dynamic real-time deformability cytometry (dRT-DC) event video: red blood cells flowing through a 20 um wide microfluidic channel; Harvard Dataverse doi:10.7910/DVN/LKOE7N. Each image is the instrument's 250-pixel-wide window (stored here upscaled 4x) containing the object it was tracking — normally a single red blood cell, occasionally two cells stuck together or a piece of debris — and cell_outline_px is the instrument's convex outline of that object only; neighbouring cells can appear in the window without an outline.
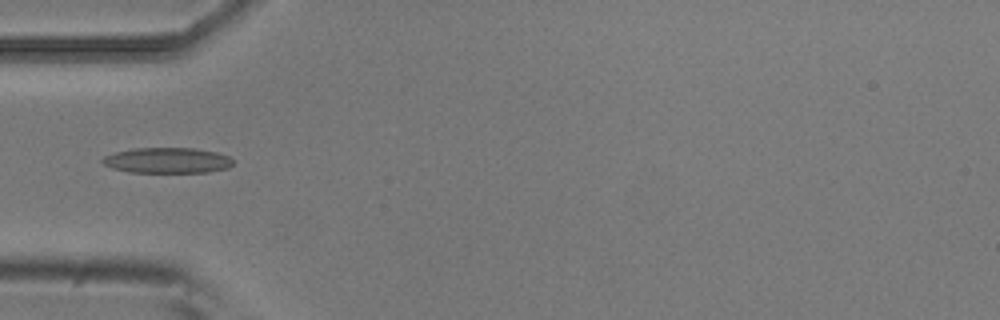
{"species": "common noctule bat (a hibernating species)", "species_latin": "Nyctalus noctula", "temperature_condition": "room temperature", "stored_images_in_passage": 5, "camera_frame_rate_fps": 3000, "um_per_image_px": 0.085, "animal": {"sex": "male", "body_mass_g": 20.5, "forearm_length_mm": 52.5}, "frame": {"image": 1, "passage_image": 3, "time_ms": 0.667, "image_size_px": [1000, 320], "cell_outline_px": [[232, 164], [228, 168], [208, 172], [128, 172], [112, 168], [104, 164], [100, 160], [104, 156], [116, 152], [132, 148], [196, 148], [216, 152], [228, 156], [232, 160]], "centroid_in_image_um": [14.2, 13.63], "position_along_channel_um": 70.8, "area_um2": 19.42}}
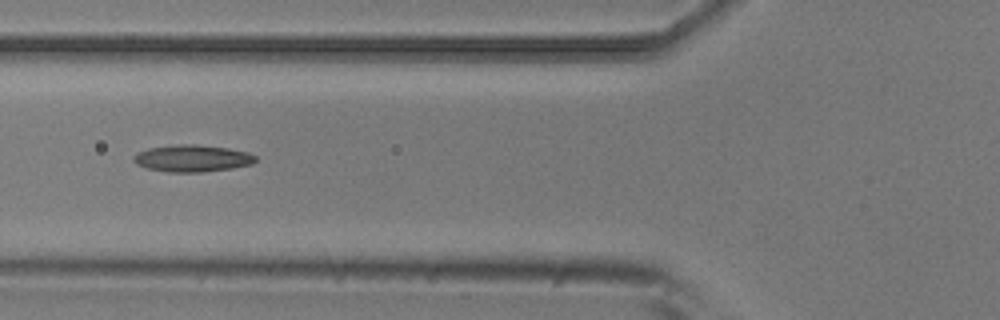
{"frame": {"image": 2, "passage_image": 4, "time_ms": 1.0, "image_size_px": [1000, 320], "cell_outline_px": [[256, 160], [252, 164], [232, 168], [200, 172], [168, 172], [148, 168], [136, 164], [132, 160], [132, 156], [136, 152], [148, 148], [180, 144], [196, 144], [228, 148], [248, 152], [256, 156]], "centroid_in_image_um": [16.32, 13.45], "position_along_channel_um": 109.5, "area_um2": 19.19}}
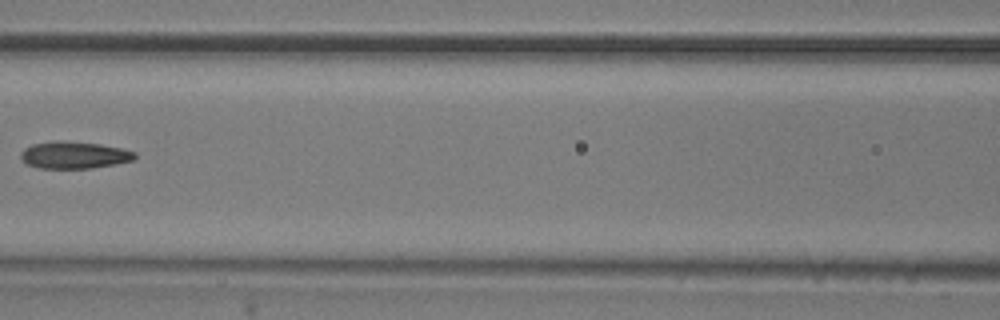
{"frame": {"image": 3, "passage_image": 5, "time_ms": 1.333, "image_size_px": [1000, 320], "cell_outline_px": [[136, 156], [132, 160], [116, 164], [92, 168], [40, 168], [24, 164], [20, 160], [20, 152], [24, 148], [32, 144], [52, 140], [64, 140], [100, 144], [120, 148], [136, 152]], "centroid_in_image_um": [6.23, 13.17], "position_along_channel_um": 160.4, "area_um2": 18.26}}